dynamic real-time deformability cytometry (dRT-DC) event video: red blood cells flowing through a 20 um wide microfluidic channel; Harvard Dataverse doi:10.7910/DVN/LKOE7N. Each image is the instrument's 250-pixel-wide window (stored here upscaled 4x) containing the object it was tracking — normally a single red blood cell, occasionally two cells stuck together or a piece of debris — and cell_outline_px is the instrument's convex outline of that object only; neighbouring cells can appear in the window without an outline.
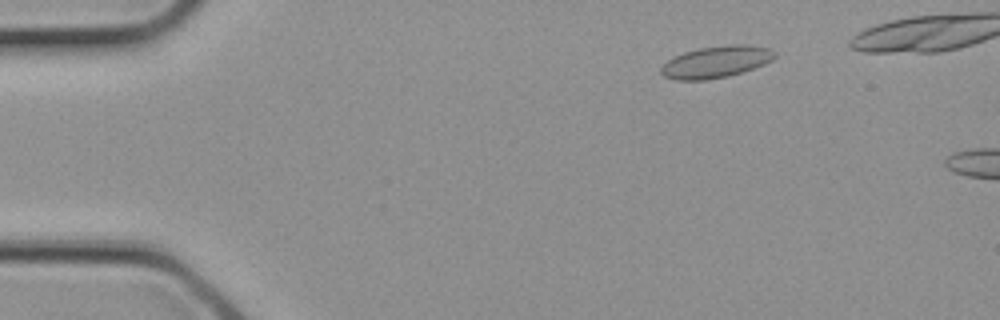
{"species": "common noctule bat (a hibernating species)", "species_latin": "Nyctalus noctula", "temperature_condition": "cold", "stored_images_in_passage": 3, "camera_frame_rate_fps": 3000, "um_per_image_px": 0.085, "animal": {"sex": "female", "body_mass_g": 21.9}, "frame": {"image": 1, "passage_image": 2, "time_ms": 0.333, "image_size_px": [1000, 320], "cell_outline_px": [[776, 56], [772, 60], [764, 64], [728, 76], [704, 80], [676, 80], [664, 76], [660, 72], [660, 68], [668, 60], [684, 52], [700, 48], [732, 44], [744, 44], [768, 48], [776, 52]], "centroid_in_image_um": [60.86, 5.26], "position_along_channel_um": 24.1, "area_um2": 20.81}}